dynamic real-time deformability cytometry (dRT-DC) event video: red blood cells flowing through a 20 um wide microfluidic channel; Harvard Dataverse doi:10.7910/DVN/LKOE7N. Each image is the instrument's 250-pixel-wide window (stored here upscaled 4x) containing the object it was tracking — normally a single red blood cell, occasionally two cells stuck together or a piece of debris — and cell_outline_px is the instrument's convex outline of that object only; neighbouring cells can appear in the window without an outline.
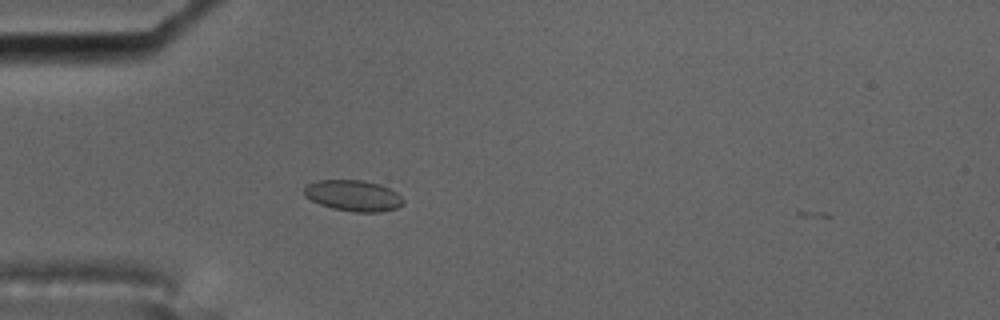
{"species": "common noctule bat (a hibernating species)", "species_latin": "Nyctalus noctula", "temperature_condition": "cold", "stored_images_in_passage": 2, "camera_frame_rate_fps": 3000, "um_per_image_px": 0.085, "animal": {"sex": "male", "body_mass_g": 17.5, "forearm_length_mm": 52.3}, "frame": {"image": 1, "passage_image": 1, "time_ms": 0.0, "image_size_px": [1000, 320], "cell_outline_px": [[404, 204], [396, 208], [380, 212], [352, 212], [332, 208], [320, 204], [304, 196], [304, 188], [308, 184], [316, 180], [364, 180], [380, 184], [396, 192], [404, 200]], "centroid_in_image_um": [30.03, 16.63], "position_along_channel_um": 55.0, "area_um2": 17.98}}